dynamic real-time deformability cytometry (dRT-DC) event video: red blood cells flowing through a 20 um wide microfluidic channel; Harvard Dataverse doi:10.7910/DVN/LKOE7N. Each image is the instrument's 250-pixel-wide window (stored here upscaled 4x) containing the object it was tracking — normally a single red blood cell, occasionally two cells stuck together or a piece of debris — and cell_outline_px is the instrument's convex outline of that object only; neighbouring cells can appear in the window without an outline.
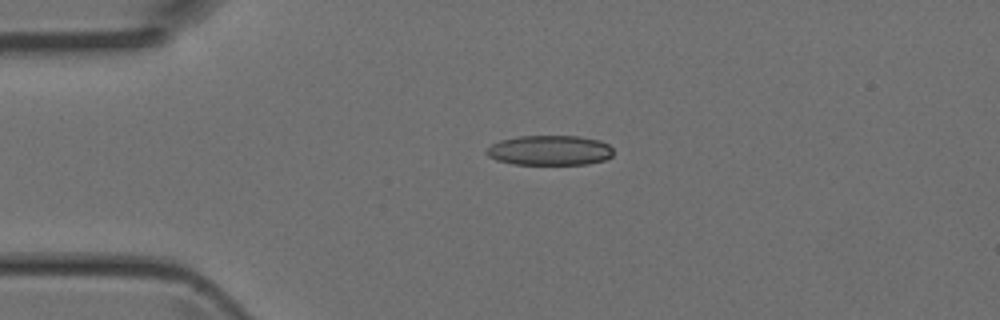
{"species": "Egyptian fruit bat (a non-hibernating species)", "species_latin": "Rousettus aegyptiacus", "temperature_condition": "room temperature", "stored_images_in_passage": 3, "camera_frame_rate_fps": 3000, "um_per_image_px": 0.085, "animal": {"sex": "female"}, "frame": {"image": 1, "passage_image": 3, "time_ms": 0.667, "image_size_px": [1000, 320], "cell_outline_px": [[612, 156], [604, 160], [588, 164], [512, 164], [496, 160], [488, 156], [484, 152], [492, 144], [500, 140], [520, 136], [580, 136], [600, 140], [608, 144], [612, 148]], "centroid_in_image_um": [46.72, 12.78], "position_along_channel_um": 38.3, "area_um2": 22.2}}